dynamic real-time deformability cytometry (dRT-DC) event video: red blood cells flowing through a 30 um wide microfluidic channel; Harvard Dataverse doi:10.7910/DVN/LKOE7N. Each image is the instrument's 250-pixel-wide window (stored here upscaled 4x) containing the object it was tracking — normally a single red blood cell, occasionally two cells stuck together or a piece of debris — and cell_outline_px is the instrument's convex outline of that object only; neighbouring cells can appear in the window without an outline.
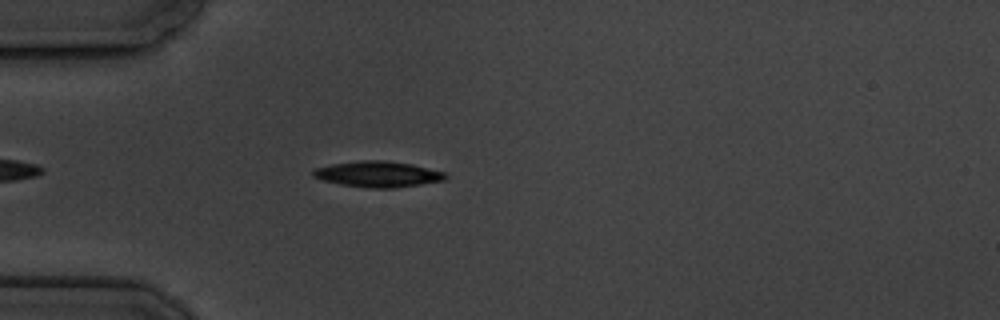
{"species": "common noctule bat (a hibernating species)", "species_latin": "Nyctalus noctula", "temperature_condition": "cold", "stored_images_in_passage": 6, "camera_frame_rate_fps": 3000, "um_per_image_px": 0.085, "animal": {"sex": "male", "body_mass_g": 19.5, "forearm_length_mm": 54.6}, "frame": {"image": 1, "passage_image": 5, "time_ms": 4.667, "image_size_px": [1000, 320], "cell_outline_px": [[448, 176], [444, 180], [420, 184], [392, 188], [372, 188], [340, 184], [324, 180], [312, 176], [312, 168], [332, 164], [360, 160], [384, 160], [412, 164], [448, 172]], "centroid_in_image_um": [32.14, 14.79], "position_along_channel_um": 52.9, "area_um2": 20.0}}